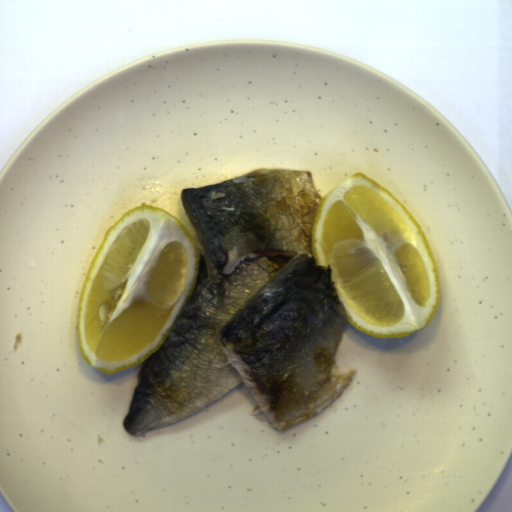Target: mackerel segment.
<instances>
[{
	"instance_id": "14911b7f",
	"label": "mackerel segment",
	"mask_w": 512,
	"mask_h": 512,
	"mask_svg": "<svg viewBox=\"0 0 512 512\" xmlns=\"http://www.w3.org/2000/svg\"><path fill=\"white\" fill-rule=\"evenodd\" d=\"M180 198L204 254L182 315L138 371L123 428L175 424L241 383L258 404L250 414L274 429L316 417L357 369L334 359L348 313L330 263L312 254L323 197L310 170L262 167Z\"/></svg>"
}]
</instances>
